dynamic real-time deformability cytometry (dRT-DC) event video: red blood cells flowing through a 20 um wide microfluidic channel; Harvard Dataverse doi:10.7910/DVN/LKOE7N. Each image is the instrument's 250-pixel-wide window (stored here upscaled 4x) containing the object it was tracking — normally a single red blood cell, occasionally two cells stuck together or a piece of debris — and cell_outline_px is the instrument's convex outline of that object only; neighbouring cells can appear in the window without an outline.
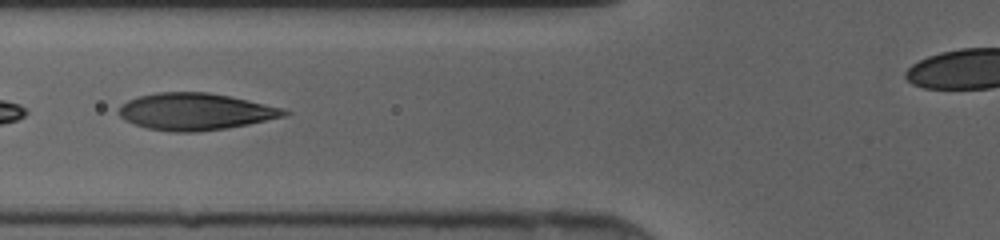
{"species": "human", "species_latin": "Homo sapiens", "temperature_condition": "cold", "stored_images_in_passage": 36, "camera_frame_rate_fps": 3000, "um_per_image_px": 0.085, "donor": {"sex": "female"}, "frame": {"image": 1, "passage_image": 12, "time_ms": 3.667, "image_size_px": [1000, 240], "cell_outline_px": [[292, 112], [284, 116], [248, 124], [224, 128], [196, 132], [172, 132], [148, 128], [124, 120], [116, 112], [120, 104], [128, 100], [140, 96], [160, 92], [208, 92], [248, 100], [284, 108]], "centroid_in_image_um": [16.58, 9.48], "position_along_channel_um": 109.2, "area_um2": 35.43}}
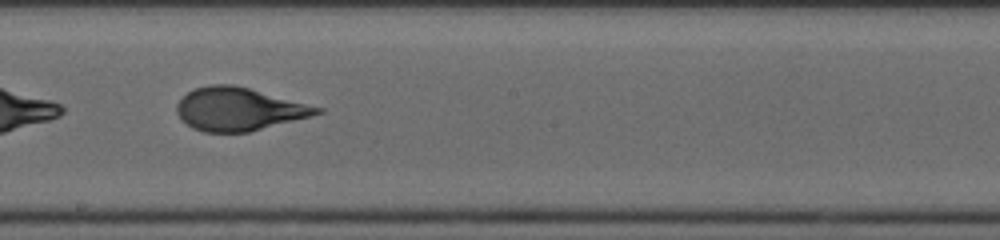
{"frame": {"image": 2, "passage_image": 20, "time_ms": 6.333, "image_size_px": [1000, 240], "cell_outline_px": [[324, 112], [312, 116], [248, 132], [204, 132], [192, 128], [176, 112], [176, 104], [188, 92], [196, 88], [212, 84], [232, 84], [248, 88], [324, 108]], "centroid_in_image_um": [20.31, 9.28], "position_along_channel_um": 227.9, "area_um2": 34.8}}
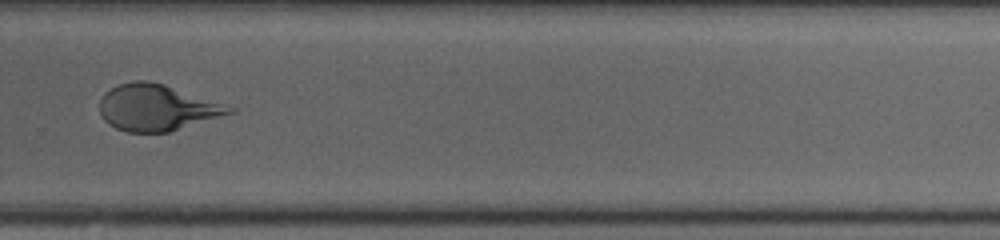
{"frame": {"image": 3, "passage_image": 26, "time_ms": 8.333, "image_size_px": [1000, 240], "cell_outline_px": [[236, 112], [168, 132], [128, 132], [116, 128], [108, 124], [100, 116], [100, 100], [104, 92], [120, 84], [136, 80], [148, 80], [164, 84], [236, 108]], "centroid_in_image_um": [13.31, 9.15], "position_along_channel_um": 316.5, "area_um2": 34.8}}